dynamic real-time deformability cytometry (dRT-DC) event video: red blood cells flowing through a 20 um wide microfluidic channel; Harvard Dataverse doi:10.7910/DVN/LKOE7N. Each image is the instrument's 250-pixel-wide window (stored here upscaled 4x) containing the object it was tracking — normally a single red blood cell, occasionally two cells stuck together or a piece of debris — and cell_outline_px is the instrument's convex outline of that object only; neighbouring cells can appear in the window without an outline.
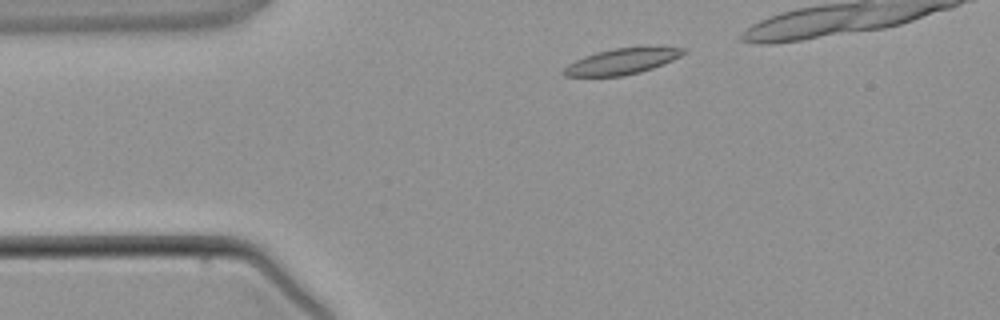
{"species": "common noctule bat (a hibernating species)", "species_latin": "Nyctalus noctula", "temperature_condition": "warm", "stored_images_in_passage": 3, "camera_frame_rate_fps": 3000, "um_per_image_px": 0.085, "animal": {"sex": "male", "body_mass_g": 21.5, "forearm_length_mm": 52.0}, "frame": {"image": 1, "passage_image": 1, "time_ms": 0.0, "image_size_px": [1000, 320], "cell_outline_px": [[688, 48], [680, 56], [664, 64], [640, 72], [624, 76], [564, 76], [560, 72], [568, 64], [584, 56], [596, 52], [612, 48]], "centroid_in_image_um": [52.78, 5.24], "position_along_channel_um": 32.2, "area_um2": 17.69}}